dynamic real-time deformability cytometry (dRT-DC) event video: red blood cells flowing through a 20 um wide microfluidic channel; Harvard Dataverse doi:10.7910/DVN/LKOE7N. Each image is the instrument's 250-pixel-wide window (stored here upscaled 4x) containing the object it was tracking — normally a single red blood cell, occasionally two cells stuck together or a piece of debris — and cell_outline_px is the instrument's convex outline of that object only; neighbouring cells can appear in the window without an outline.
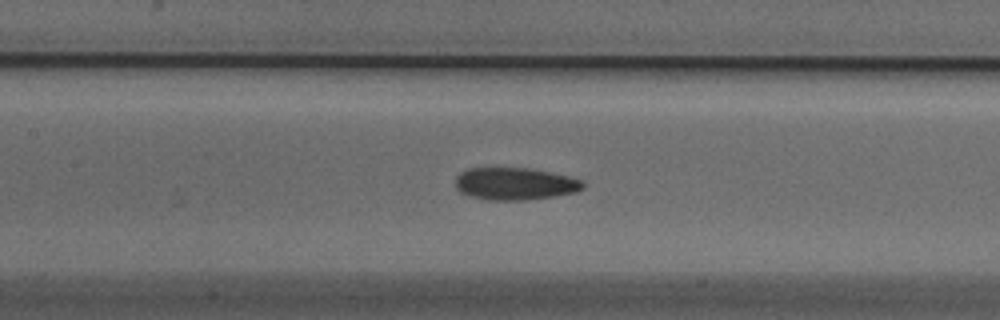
{"species": "Egyptian fruit bat (a non-hibernating species)", "species_latin": "Rousettus aegyptiacus", "temperature_condition": "cold", "stored_images_in_passage": 49, "camera_frame_rate_fps": 3000, "um_per_image_px": 0.085, "animal": {"sex": "male"}, "frame": {"image": 1, "passage_image": 24, "time_ms": 7.667, "image_size_px": [1000, 320], "cell_outline_px": [[584, 188], [576, 192], [528, 200], [488, 200], [468, 196], [460, 192], [456, 188], [456, 176], [460, 172], [468, 168], [528, 168], [568, 176], [580, 180], [584, 184]], "centroid_in_image_um": [43.72, 15.62], "position_along_channel_um": 163.7, "area_um2": 23.99}}
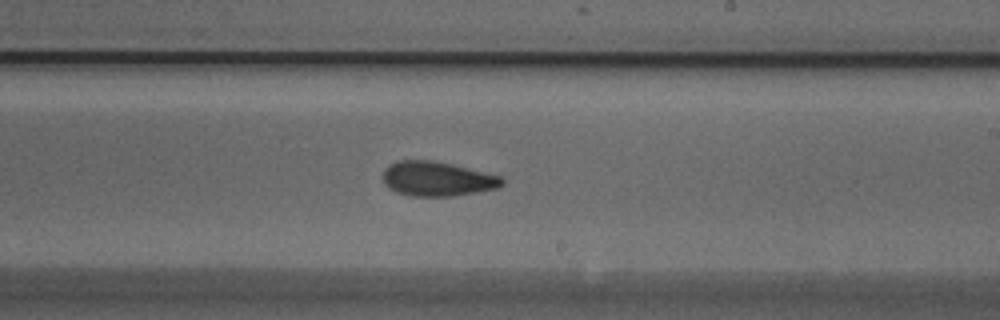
{"frame": {"image": 2, "passage_image": 31, "time_ms": 10.0, "image_size_px": [1000, 320], "cell_outline_px": [[504, 184], [496, 188], [476, 192], [452, 196], [412, 196], [396, 192], [388, 188], [384, 184], [384, 168], [388, 164], [396, 160], [428, 160], [452, 164], [500, 176], [504, 180]], "centroid_in_image_um": [37.12, 15.2], "position_along_channel_um": 251.9, "area_um2": 23.93}}
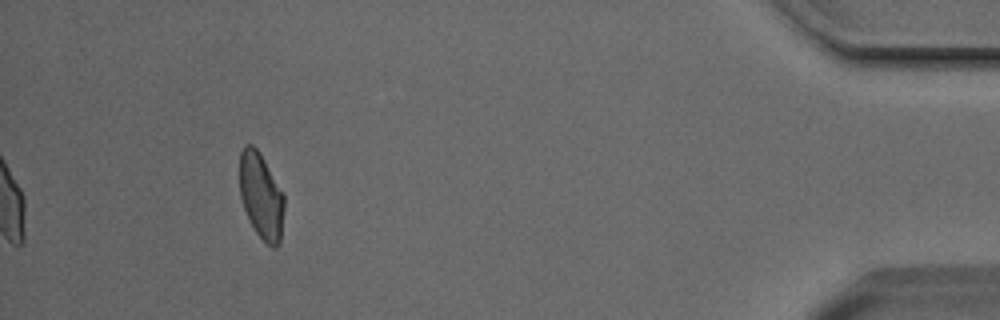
{"frame": {"image": 3, "passage_image": 49, "time_ms": 16.0, "image_size_px": [1000, 320], "cell_outline_px": [[284, 208], [280, 244], [276, 248], [272, 248], [256, 232], [244, 208], [240, 196], [240, 152], [244, 144], [252, 144], [260, 152], [284, 192]], "centroid_in_image_um": [22.22, 16.63], "position_along_channel_um": 413.0, "area_um2": 22.48}, "authors_computed_cell_mechanics": {"area_um2": 23.987, "velocity_mm_per_s": 3.7958, "shape_relaxation_time_tau1_ms": 6.2311, "shape_relaxation_time_tau2_ms": 2.8387, "deformation_change_tau1": 0.1614, "deformation_change_tau2": 0.0842}}